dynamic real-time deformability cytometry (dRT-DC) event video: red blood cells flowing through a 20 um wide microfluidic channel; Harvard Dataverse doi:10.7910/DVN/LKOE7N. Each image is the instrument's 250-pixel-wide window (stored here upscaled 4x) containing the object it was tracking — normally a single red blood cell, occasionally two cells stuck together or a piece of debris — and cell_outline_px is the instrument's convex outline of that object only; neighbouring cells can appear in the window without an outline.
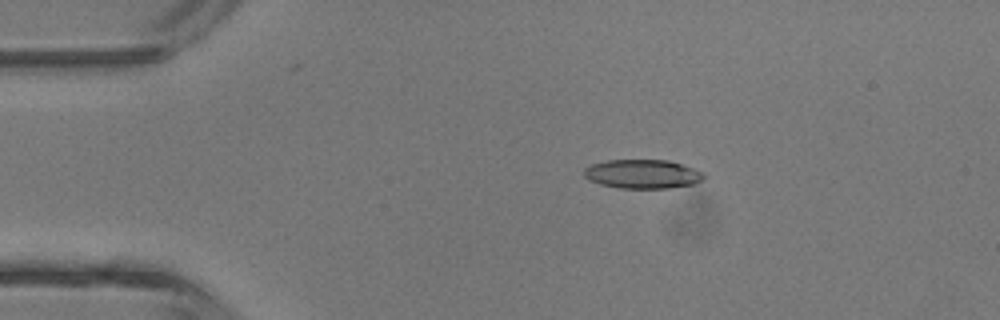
{"species": "common noctule bat (a hibernating species)", "species_latin": "Nyctalus noctula", "temperature_condition": "room temperature", "stored_images_in_passage": 3, "camera_frame_rate_fps": 3000, "um_per_image_px": 0.085, "animal": {"sex": "male", "body_mass_g": 13.3}, "frame": {"image": 1, "passage_image": 2, "time_ms": 2.0, "image_size_px": [1000, 320], "cell_outline_px": [[704, 176], [700, 180], [692, 184], [668, 188], [620, 188], [600, 184], [588, 180], [584, 176], [584, 168], [592, 164], [608, 160], [668, 160], [704, 172]], "centroid_in_image_um": [54.57, 14.79], "position_along_channel_um": 30.4, "area_um2": 20.06}}